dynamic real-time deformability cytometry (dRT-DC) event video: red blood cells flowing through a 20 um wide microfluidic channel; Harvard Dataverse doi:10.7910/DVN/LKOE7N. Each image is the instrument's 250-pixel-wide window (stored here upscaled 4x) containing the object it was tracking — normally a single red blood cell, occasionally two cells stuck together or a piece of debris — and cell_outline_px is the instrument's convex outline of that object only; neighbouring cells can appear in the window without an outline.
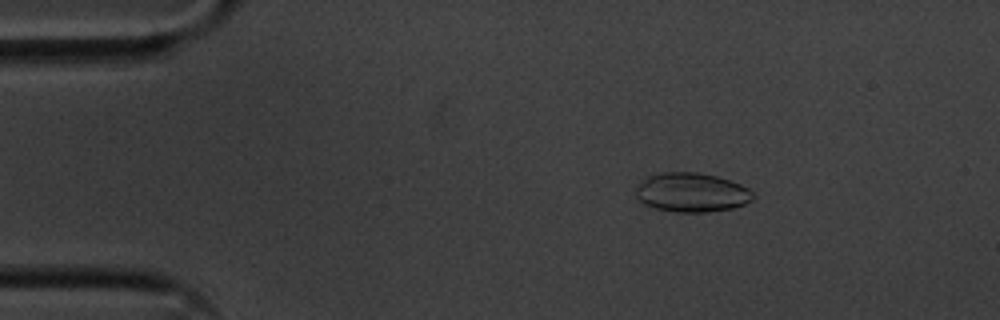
{"species": "common noctule bat (a hibernating species)", "species_latin": "Nyctalus noctula", "temperature_condition": "cold", "stored_images_in_passage": 55, "camera_frame_rate_fps": 3000, "um_per_image_px": 0.085, "animal": {"sex": "male", "body_mass_g": 20.1, "forearm_length_mm": 53.5}, "frame": {"image": 1, "passage_image": 9, "time_ms": 2.667, "image_size_px": [1000, 320], "cell_outline_px": [[756, 196], [752, 200], [744, 204], [732, 208], [708, 212], [676, 212], [656, 208], [644, 204], [636, 200], [636, 188], [648, 176], [656, 172], [696, 172], [716, 176], [740, 184], [756, 192]], "centroid_in_image_um": [58.8, 16.36], "position_along_channel_um": 26.2, "area_um2": 26.93}}
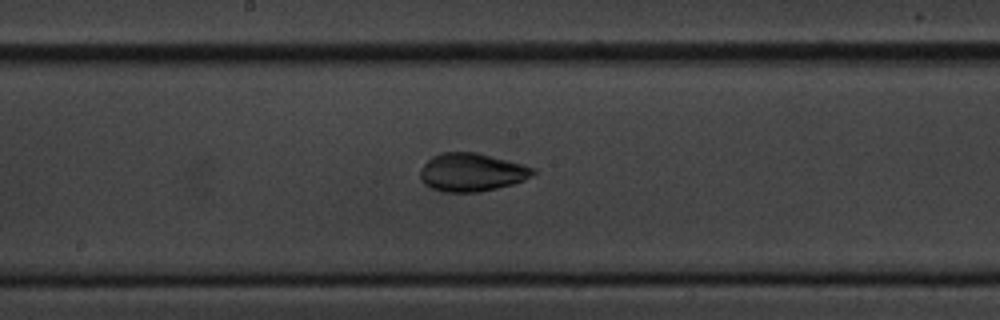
{"frame": {"image": 2, "passage_image": 29, "time_ms": 9.333, "image_size_px": [1000, 320], "cell_outline_px": [[536, 172], [532, 176], [524, 180], [512, 184], [480, 192], [440, 192], [424, 184], [420, 180], [420, 168], [432, 156], [440, 152], [476, 152], [536, 168]], "centroid_in_image_um": [40.06, 14.65], "position_along_channel_um": 208.1, "area_um2": 25.2}}
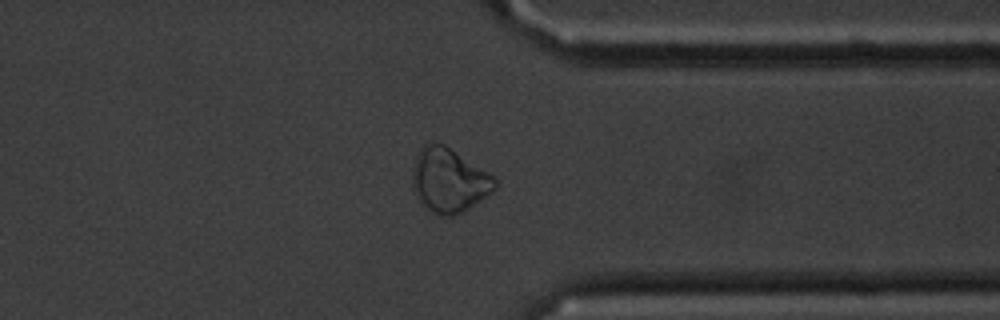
{"frame": {"image": 3, "passage_image": 43, "time_ms": 14.0, "image_size_px": [1000, 320], "cell_outline_px": [[496, 188], [492, 192], [464, 212], [452, 216], [436, 216], [428, 212], [420, 204], [416, 196], [412, 184], [412, 168], [416, 156], [424, 144], [428, 140], [436, 140], [444, 144], [496, 176]], "centroid_in_image_um": [38.14, 15.33], "position_along_channel_um": 373.3, "area_um2": 31.67}, "authors_computed_cell_mechanics": {"area_um2": 26.7036, "velocity_mm_per_s": 3.6132, "shape_relaxation_time_tau1_ms": 6.7101, "shape_relaxation_time_tau2_ms": 1.6183, "deformation_change_tau1": 0.1737, "deformation_change_tau2": 0.0638}}